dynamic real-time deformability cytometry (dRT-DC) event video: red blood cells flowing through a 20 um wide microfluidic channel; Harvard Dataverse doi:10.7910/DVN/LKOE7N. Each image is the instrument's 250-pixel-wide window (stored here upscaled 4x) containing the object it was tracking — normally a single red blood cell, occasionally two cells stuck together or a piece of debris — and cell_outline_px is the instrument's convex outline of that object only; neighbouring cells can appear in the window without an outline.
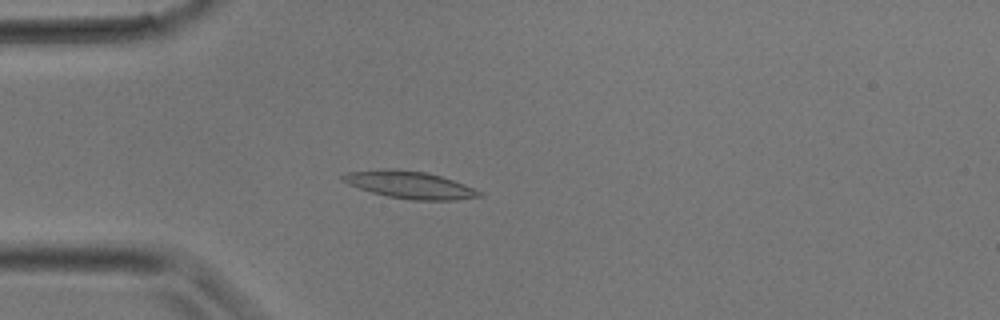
{"species": "common noctule bat (a hibernating species)", "species_latin": "Nyctalus noctula", "temperature_condition": "room temperature", "stored_images_in_passage": 31, "camera_frame_rate_fps": 3000, "um_per_image_px": 0.085, "animal": {"sex": "male", "body_mass_g": 17.9}, "frame": {"image": 1, "passage_image": 8, "time_ms": 2.333, "image_size_px": [1000, 320], "cell_outline_px": [[484, 196], [456, 200], [412, 200], [388, 196], [372, 192], [348, 184], [340, 176], [348, 172], [384, 168], [392, 168], [424, 172], [440, 176], [464, 184], [484, 192]], "centroid_in_image_um": [34.87, 15.71], "position_along_channel_um": 50.1, "area_um2": 21.62}}
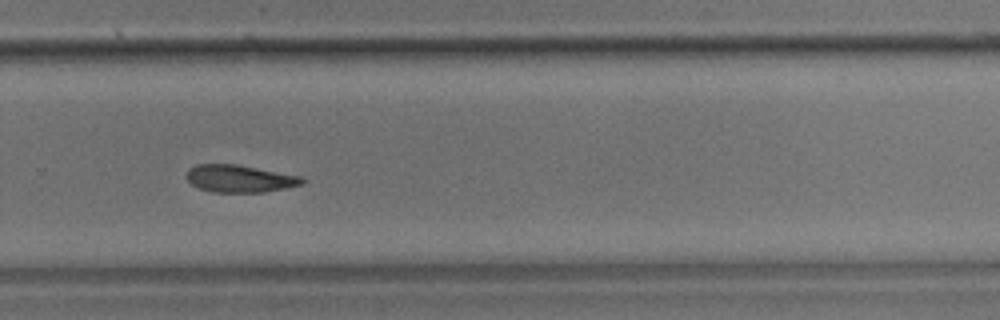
{"frame": {"image": 2, "passage_image": 21, "time_ms": 6.667, "image_size_px": [1000, 320], "cell_outline_px": [[308, 180], [304, 184], [288, 188], [264, 192], [212, 192], [200, 188], [192, 184], [184, 176], [188, 168], [196, 164], [236, 164], [304, 176]], "centroid_in_image_um": [20.43, 15.18], "position_along_channel_um": 309.4, "area_um2": 18.84}}
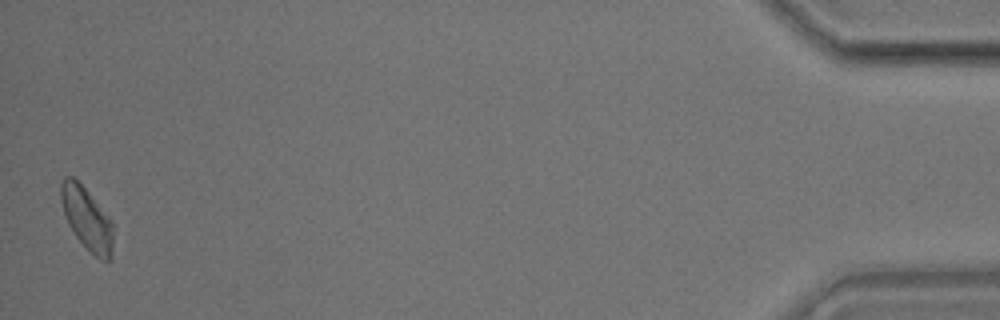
{"frame": {"image": 3, "passage_image": 31, "time_ms": 10.0, "image_size_px": [1000, 320], "cell_outline_px": [[112, 260], [104, 260], [96, 256], [76, 236], [68, 224], [60, 200], [60, 184], [64, 176], [72, 176], [88, 192], [112, 220]], "centroid_in_image_um": [7.37, 18.55], "position_along_channel_um": 427.8, "area_um2": 18.67}}